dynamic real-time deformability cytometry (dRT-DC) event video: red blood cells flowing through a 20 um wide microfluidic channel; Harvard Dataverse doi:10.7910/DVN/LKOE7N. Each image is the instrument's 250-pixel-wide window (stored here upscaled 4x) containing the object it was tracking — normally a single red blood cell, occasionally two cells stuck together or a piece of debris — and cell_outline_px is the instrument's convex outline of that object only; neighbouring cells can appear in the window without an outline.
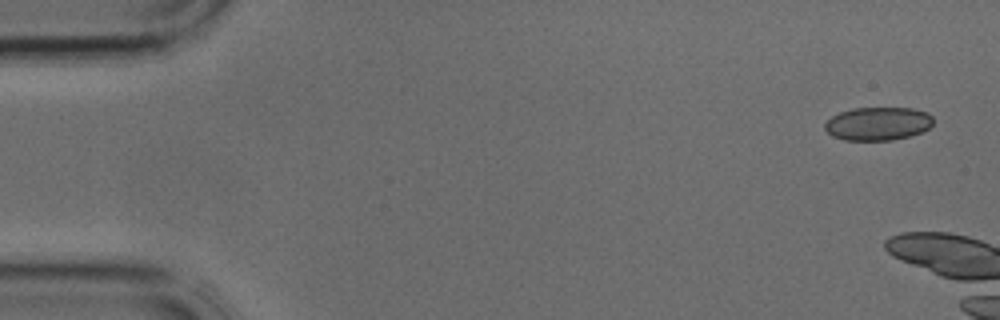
{"species": "common noctule bat (a hibernating species)", "species_latin": "Nyctalus noctula", "temperature_condition": "cold", "stored_images_in_passage": 7, "camera_frame_rate_fps": 3000, "um_per_image_px": 0.085, "animal": {"sex": "male", "body_mass_g": 17.9, "forearm_length_mm": 54.2}, "frame": {"image": 1, "passage_image": 1, "time_ms": 0.0, "image_size_px": [1000, 320], "cell_outline_px": [[932, 124], [928, 128], [920, 132], [908, 136], [892, 140], [844, 140], [832, 136], [824, 128], [824, 124], [832, 116], [840, 112], [852, 108], [912, 108], [928, 112], [932, 116]], "centroid_in_image_um": [74.61, 10.51], "position_along_channel_um": 10.4, "area_um2": 20.98}}